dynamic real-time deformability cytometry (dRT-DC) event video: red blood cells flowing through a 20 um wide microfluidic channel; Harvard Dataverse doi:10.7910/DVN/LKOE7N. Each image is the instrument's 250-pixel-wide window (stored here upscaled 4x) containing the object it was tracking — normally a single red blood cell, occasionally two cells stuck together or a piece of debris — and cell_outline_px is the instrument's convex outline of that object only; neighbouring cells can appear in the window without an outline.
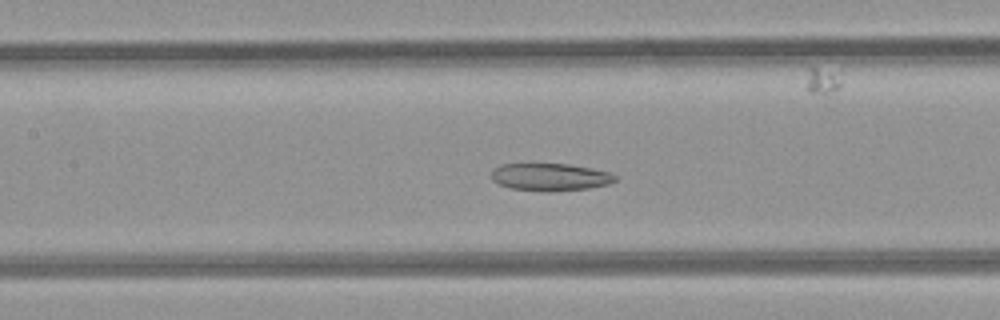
{"species": "common noctule bat (a hibernating species)", "species_latin": "Nyctalus noctula", "temperature_condition": "room temperature", "stored_images_in_passage": 35, "camera_frame_rate_fps": 3000, "um_per_image_px": 0.085, "animal": {"sex": "female", "body_mass_g": 21.9}, "frame": {"image": 1, "passage_image": 8, "time_ms": 2.333, "image_size_px": [1000, 320], "cell_outline_px": [[616, 180], [608, 184], [588, 188], [548, 192], [544, 192], [512, 188], [496, 184], [492, 180], [492, 172], [496, 168], [504, 164], [568, 164], [592, 168], [608, 172], [616, 176]], "centroid_in_image_um": [46.76, 15.05], "position_along_channel_um": 160.6, "area_um2": 19.71}}
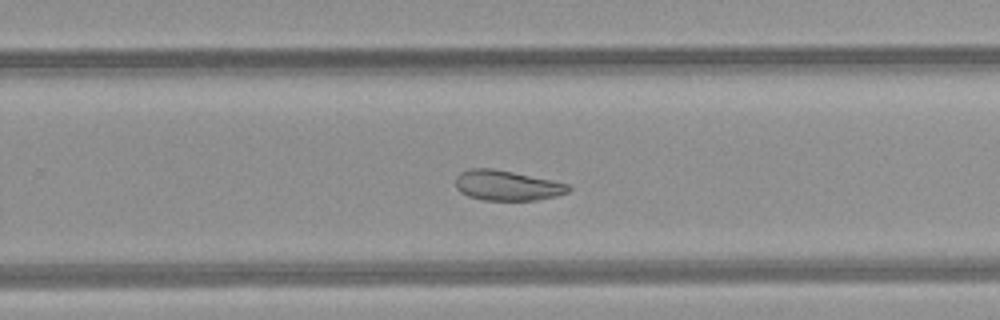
{"frame": {"image": 2, "passage_image": 17, "time_ms": 5.333, "image_size_px": [1000, 320], "cell_outline_px": [[572, 188], [568, 192], [556, 196], [536, 200], [484, 200], [468, 196], [460, 192], [456, 188], [456, 176], [460, 172], [468, 168], [492, 168], [512, 172], [568, 184]], "centroid_in_image_um": [43.05, 15.76], "position_along_channel_um": 286.7, "area_um2": 19.71}}
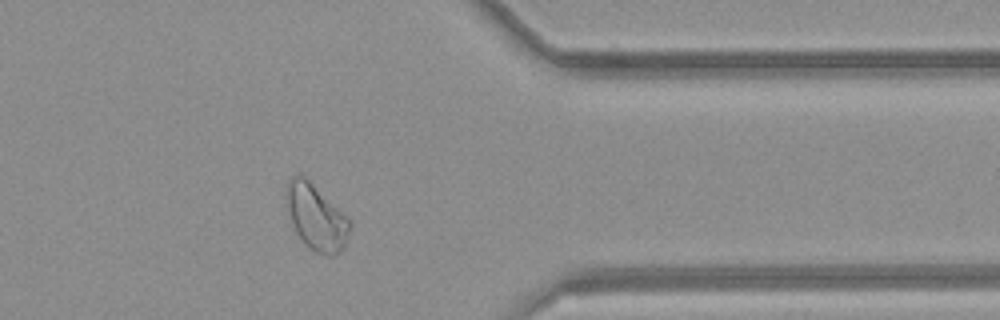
{"frame": {"image": 3, "passage_image": 25, "time_ms": 8.0, "image_size_px": [1000, 320], "cell_outline_px": [[352, 224], [344, 248], [340, 252], [332, 256], [328, 256], [316, 252], [304, 244], [296, 232], [292, 224], [288, 208], [288, 184], [292, 176], [304, 176]], "centroid_in_image_um": [26.89, 18.55], "position_along_channel_um": 384.5, "area_um2": 23.24}, "authors_computed_cell_mechanics": {"area_um2": 21.9062, "velocity_mm_per_s": 4.2192, "shape_relaxation_time_tau1_ms": null, "shape_relaxation_time_tau2_ms": 2.6147, "deformation_change_tau1": null, "deformation_change_tau2": 0.0905}}